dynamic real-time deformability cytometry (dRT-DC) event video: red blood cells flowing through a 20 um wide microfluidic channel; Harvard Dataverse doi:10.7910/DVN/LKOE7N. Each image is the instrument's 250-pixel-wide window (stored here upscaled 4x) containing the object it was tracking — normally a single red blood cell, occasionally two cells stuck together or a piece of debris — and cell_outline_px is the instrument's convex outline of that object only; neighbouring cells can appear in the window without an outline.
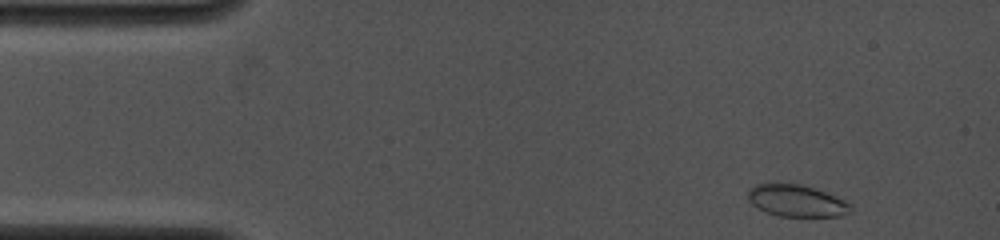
{"species": "common noctule bat (a hibernating species)", "species_latin": "Nyctalus noctula", "temperature_condition": "cold", "stored_images_in_passage": 50, "camera_frame_rate_fps": 4000, "um_per_image_px": 0.085, "animal": {"sex": "female", "body_mass_g": 19.0, "forearm_length_mm": 53.3}, "frame": {"image": 1, "passage_image": 2, "time_ms": 0.25, "image_size_px": [1000, 240], "cell_outline_px": [[852, 212], [840, 216], [780, 216], [768, 212], [752, 204], [748, 200], [748, 192], [756, 184], [800, 184], [836, 196], [852, 204]], "centroid_in_image_um": [67.76, 17.08], "position_along_channel_um": 17.2, "area_um2": 18.73}}
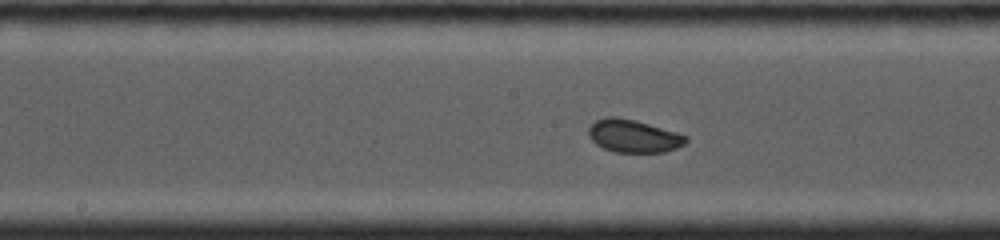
{"frame": {"image": 2, "passage_image": 31, "time_ms": 6.75, "image_size_px": [1000, 240], "cell_outline_px": [[688, 140], [684, 144], [676, 148], [664, 152], [616, 152], [604, 148], [596, 144], [588, 136], [588, 128], [596, 120], [608, 116], [616, 116], [636, 120], [676, 132], [688, 136]], "centroid_in_image_um": [53.84, 11.55], "position_along_channel_um": 194.4, "area_um2": 18.61}}
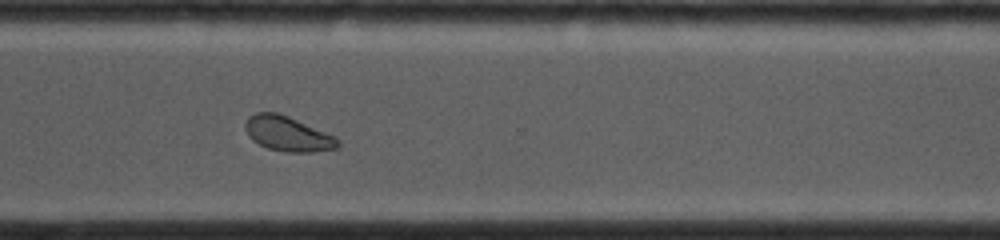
{"frame": {"image": 3, "passage_image": 49, "time_ms": 10.5, "image_size_px": [1000, 240], "cell_outline_px": [[340, 148], [312, 152], [288, 152], [268, 148], [252, 140], [248, 136], [244, 128], [244, 124], [248, 116], [256, 112], [276, 112], [288, 116], [336, 136], [340, 144]], "centroid_in_image_um": [24.46, 11.37], "position_along_channel_um": 346.1, "area_um2": 18.96}}